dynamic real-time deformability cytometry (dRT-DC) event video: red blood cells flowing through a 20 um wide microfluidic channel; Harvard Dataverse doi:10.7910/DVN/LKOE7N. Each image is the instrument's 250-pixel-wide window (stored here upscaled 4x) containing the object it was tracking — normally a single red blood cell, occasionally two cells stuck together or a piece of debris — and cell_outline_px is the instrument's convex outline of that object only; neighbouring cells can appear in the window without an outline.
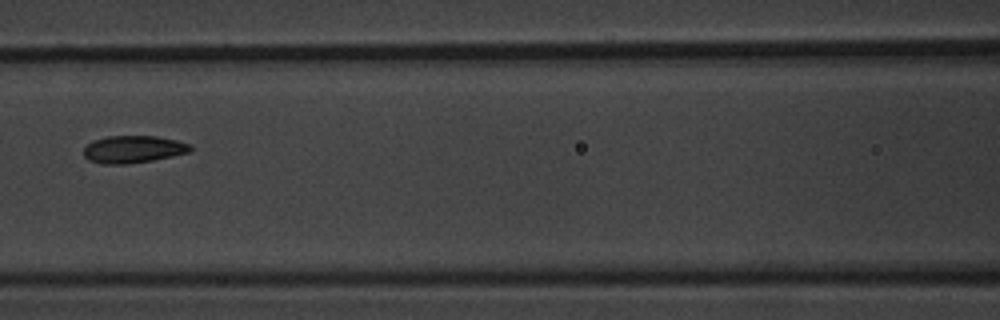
{"species": "common noctule bat (a hibernating species)", "species_latin": "Nyctalus noctula", "temperature_condition": "warm", "stored_images_in_passage": 7, "camera_frame_rate_fps": 3000, "um_per_image_px": 0.085, "animal": {"sex": "male", "body_mass_g": 20.1, "forearm_length_mm": 53.5}, "frame": {"image": 1, "passage_image": 7, "time_ms": 8.0, "image_size_px": [1000, 320], "cell_outline_px": [[192, 148], [188, 152], [172, 156], [152, 160], [128, 164], [104, 164], [88, 160], [84, 156], [84, 148], [92, 140], [108, 136], [156, 136], [176, 140], [188, 144]], "centroid_in_image_um": [11.28, 12.69], "position_along_channel_um": 155.3, "area_um2": 16.88}}